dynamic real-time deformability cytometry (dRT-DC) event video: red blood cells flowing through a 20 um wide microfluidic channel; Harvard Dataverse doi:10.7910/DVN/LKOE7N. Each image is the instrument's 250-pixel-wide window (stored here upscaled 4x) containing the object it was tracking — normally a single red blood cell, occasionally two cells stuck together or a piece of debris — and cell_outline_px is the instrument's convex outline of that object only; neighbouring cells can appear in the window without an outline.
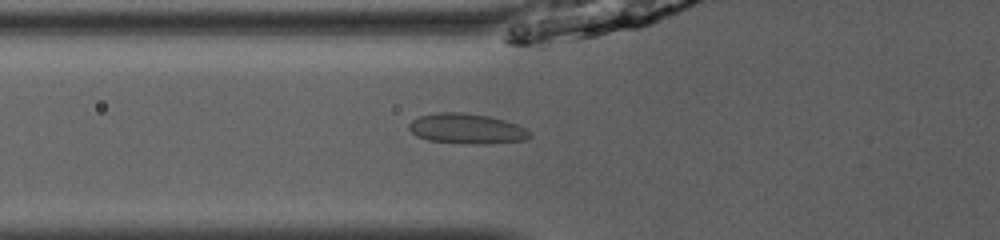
{"species": "common noctule bat (a hibernating species)", "species_latin": "Nyctalus noctula", "temperature_condition": "room temperature", "stored_images_in_passage": 43, "camera_frame_rate_fps": 3000, "um_per_image_px": 0.085, "animal": {"sex": "male", "body_mass_g": 13.0, "forearm_length_mm": 53.1}, "frame": {"image": 1, "passage_image": 12, "time_ms": 3.667, "image_size_px": [1000, 240], "cell_outline_px": [[532, 136], [528, 140], [488, 144], [480, 144], [428, 140], [416, 136], [408, 128], [408, 124], [412, 120], [420, 116], [440, 112], [460, 112], [488, 116], [504, 120], [516, 124], [532, 132]], "centroid_in_image_um": [39.7, 10.94], "position_along_channel_um": 86.1, "area_um2": 21.21}}
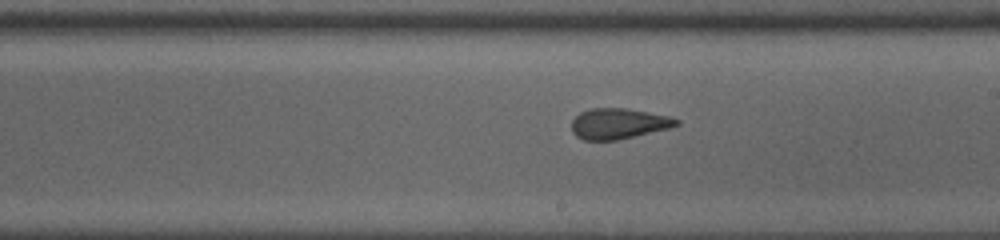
{"frame": {"image": 2, "passage_image": 23, "time_ms": 7.333, "image_size_px": [1000, 240], "cell_outline_px": [[680, 124], [668, 128], [616, 140], [584, 140], [576, 136], [572, 132], [572, 120], [580, 112], [592, 108], [624, 108], [668, 116], [680, 120]], "centroid_in_image_um": [52.54, 10.51], "position_along_channel_um": 236.5, "area_um2": 18.44}}
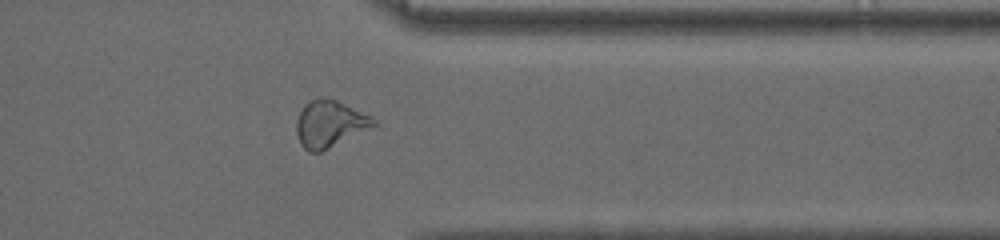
{"frame": {"image": 3, "passage_image": 34, "time_ms": 11.0, "image_size_px": [1000, 240], "cell_outline_px": [[376, 124], [320, 152], [308, 152], [300, 144], [296, 132], [296, 120], [304, 104], [312, 100], [336, 100], [372, 116], [376, 120]], "centroid_in_image_um": [27.98, 10.55], "position_along_channel_um": 383.4, "area_um2": 20.35}, "authors_computed_cell_mechanics": {"area_um2": 20.3456, "velocity_mm_per_s": 4.0726, "shape_relaxation_time_tau1_ms": 9.0917, "shape_relaxation_time_tau2_ms": 1.8812, "deformation_change_tau1": 0.1744, "deformation_change_tau2": 0.076}}